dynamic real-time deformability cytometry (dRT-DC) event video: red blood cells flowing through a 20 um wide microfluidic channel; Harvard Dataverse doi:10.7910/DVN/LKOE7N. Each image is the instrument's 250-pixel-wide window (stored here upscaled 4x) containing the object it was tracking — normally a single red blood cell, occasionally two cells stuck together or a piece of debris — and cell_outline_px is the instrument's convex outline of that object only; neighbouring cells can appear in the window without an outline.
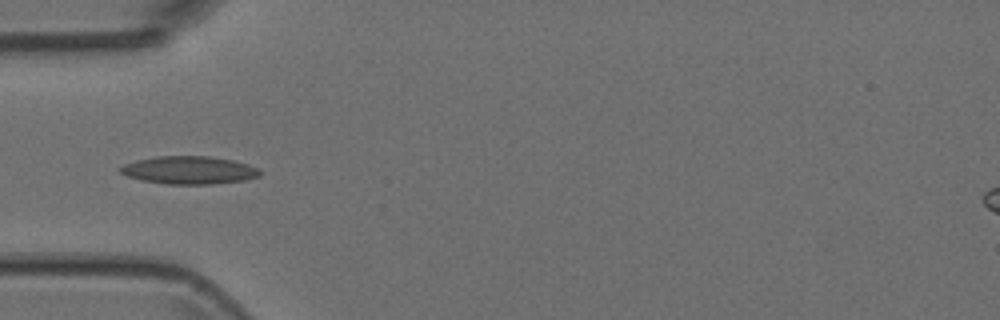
{"species": "Egyptian fruit bat (a non-hibernating species)", "species_latin": "Rousettus aegyptiacus", "temperature_condition": "room temperature", "stored_images_in_passage": 6, "camera_frame_rate_fps": 3000, "um_per_image_px": 0.085, "animal": {"sex": "female"}, "frame": {"image": 1, "passage_image": 2, "time_ms": 0.333, "image_size_px": [1000, 320], "cell_outline_px": [[264, 172], [260, 176], [244, 180], [212, 184], [164, 184], [140, 180], [128, 176], [120, 172], [116, 168], [124, 164], [136, 160], [156, 156], [208, 156], [232, 160], [248, 164], [260, 168]], "centroid_in_image_um": [16.08, 14.46], "position_along_channel_um": 68.9, "area_um2": 22.95}}
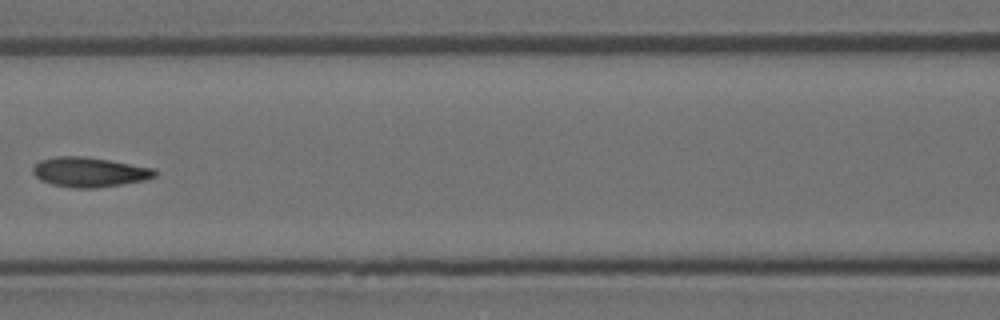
{"frame": {"image": 2, "passage_image": 4, "time_ms": 1.0, "image_size_px": [1000, 320], "cell_outline_px": [[156, 176], [144, 180], [96, 188], [72, 188], [52, 184], [40, 180], [32, 172], [32, 168], [40, 160], [56, 156], [84, 156], [108, 160], [152, 168], [156, 172]], "centroid_in_image_um": [7.55, 14.63], "position_along_channel_um": 159.1, "area_um2": 20.92}}
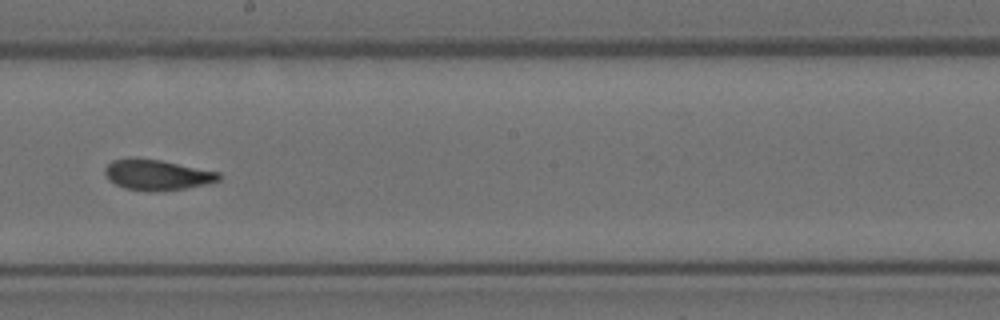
{"frame": {"image": 3, "passage_image": 6, "time_ms": 1.667, "image_size_px": [1000, 320], "cell_outline_px": [[220, 180], [204, 184], [184, 188], [124, 188], [108, 180], [104, 172], [104, 168], [112, 160], [128, 156], [136, 156], [160, 160], [220, 172]], "centroid_in_image_um": [13.29, 14.78], "position_along_channel_um": 234.9, "area_um2": 19.65}}